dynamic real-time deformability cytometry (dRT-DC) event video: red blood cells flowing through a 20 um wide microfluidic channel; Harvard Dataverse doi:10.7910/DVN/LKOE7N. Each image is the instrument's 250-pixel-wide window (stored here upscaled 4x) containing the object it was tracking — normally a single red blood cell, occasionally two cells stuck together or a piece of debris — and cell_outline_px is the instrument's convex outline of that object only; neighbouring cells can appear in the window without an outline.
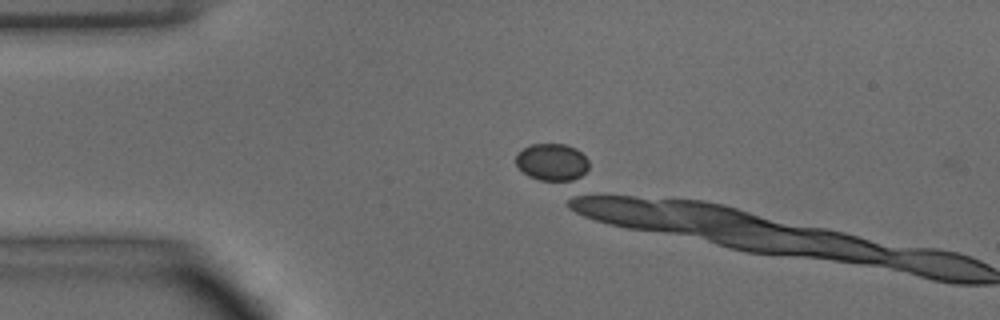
{"species": "common noctule bat (a hibernating species)", "species_latin": "Nyctalus noctula", "temperature_condition": "warm", "stored_images_in_passage": 3, "camera_frame_rate_fps": 3000, "um_per_image_px": 0.085, "animal": {"sex": "male", "body_mass_g": 15.6}, "frame": {"image": 1, "passage_image": 1, "time_ms": 0.0, "image_size_px": [1000, 320], "cell_outline_px": [[588, 168], [572, 184], [568, 184], [540, 180], [528, 176], [516, 164], [516, 152], [532, 144], [564, 144], [576, 148], [588, 160]], "centroid_in_image_um": [46.94, 13.83], "position_along_channel_um": 38.1, "area_um2": 16.24}}